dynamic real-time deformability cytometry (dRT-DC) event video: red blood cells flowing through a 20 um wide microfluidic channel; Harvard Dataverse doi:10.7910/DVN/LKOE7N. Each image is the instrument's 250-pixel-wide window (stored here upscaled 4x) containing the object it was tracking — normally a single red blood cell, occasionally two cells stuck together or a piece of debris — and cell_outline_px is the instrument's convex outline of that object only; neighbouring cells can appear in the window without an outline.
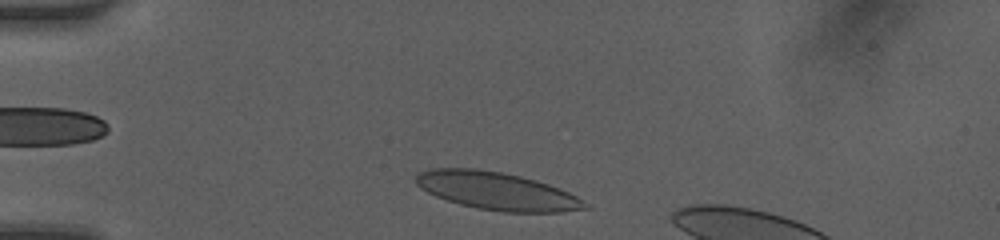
{"species": "human", "species_latin": "Homo sapiens", "temperature_condition": "room temperature", "stored_images_in_passage": 32, "camera_frame_rate_fps": 3000, "um_per_image_px": 0.085, "donor": {"sex": "female"}, "frame": {"image": 1, "passage_image": 1, "time_ms": 0.0, "image_size_px": [1000, 240], "cell_outline_px": [[592, 208], [560, 212], [504, 212], [476, 208], [460, 204], [436, 196], [420, 188], [416, 184], [416, 176], [420, 172], [432, 168], [476, 168], [500, 172], [520, 176], [536, 180], [548, 184], [568, 192], [592, 204]], "centroid_in_image_um": [42.28, 16.24], "position_along_channel_um": 42.7, "area_um2": 37.22}}
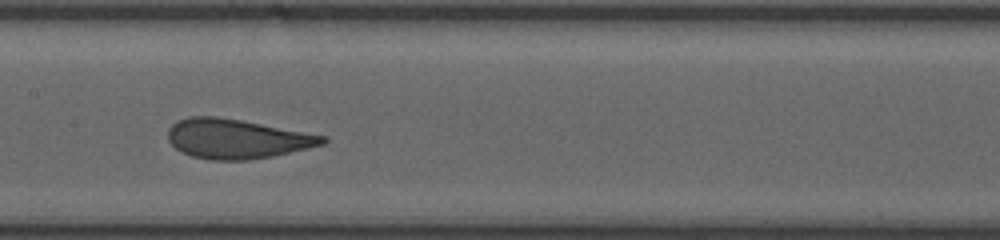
{"frame": {"image": 2, "passage_image": 14, "time_ms": 4.333, "image_size_px": [1000, 240], "cell_outline_px": [[328, 140], [324, 144], [308, 148], [272, 156], [248, 160], [212, 160], [192, 156], [176, 148], [168, 140], [168, 128], [176, 120], [188, 116], [216, 116], [240, 120], [328, 136]], "centroid_in_image_um": [20.12, 11.79], "position_along_channel_um": 187.3, "area_um2": 35.55}}
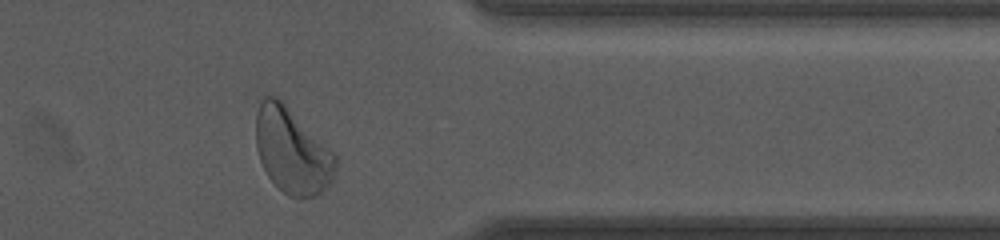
{"frame": {"image": 3, "passage_image": 29, "time_ms": 9.333, "image_size_px": [1000, 240], "cell_outline_px": [[336, 176], [316, 196], [300, 200], [296, 200], [288, 196], [268, 176], [260, 160], [256, 148], [256, 112], [264, 96], [276, 96], [336, 156]], "centroid_in_image_um": [24.81, 12.88], "position_along_channel_um": 386.6, "area_um2": 39.07}, "authors_computed_cell_mechanics": {"area_um2": 36.2406, "velocity_mm_per_s": 4.185, "shape_relaxation_time_tau1_ms": 3.4894, "shape_relaxation_time_tau2_ms": null, "deformation_change_tau1": 0.1477, "deformation_change_tau2": null}}